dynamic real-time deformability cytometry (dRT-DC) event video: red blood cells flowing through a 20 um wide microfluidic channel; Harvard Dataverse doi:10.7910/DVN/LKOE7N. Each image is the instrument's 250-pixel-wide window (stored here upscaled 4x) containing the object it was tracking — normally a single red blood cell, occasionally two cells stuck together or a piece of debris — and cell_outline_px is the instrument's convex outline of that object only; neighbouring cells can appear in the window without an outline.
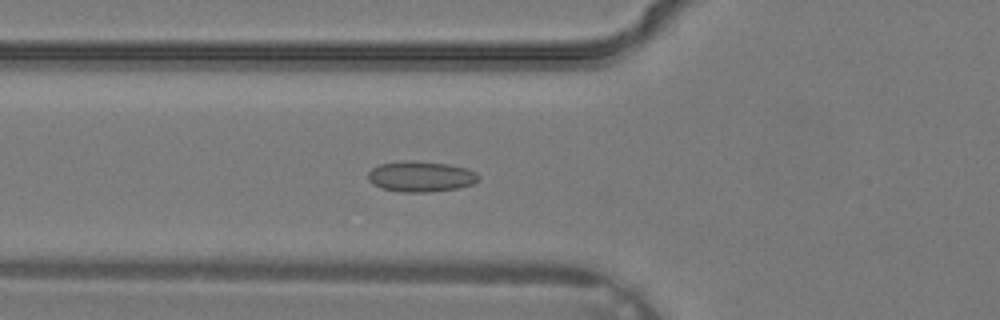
{"species": "common noctule bat (a hibernating species)", "species_latin": "Nyctalus noctula", "temperature_condition": "warm", "stored_images_in_passage": 30, "camera_frame_rate_fps": 3000, "um_per_image_px": 0.085, "animal": {"sex": "male", "body_mass_g": 19.2, "forearm_length_mm": 51.8}, "frame": {"image": 1, "passage_image": 7, "time_ms": 2.0, "image_size_px": [1000, 320], "cell_outline_px": [[480, 180], [472, 184], [456, 188], [432, 192], [400, 192], [380, 188], [372, 184], [368, 180], [368, 172], [372, 168], [380, 164], [448, 164], [468, 168], [476, 172], [480, 176]], "centroid_in_image_um": [35.81, 15.07], "position_along_channel_um": 90.0, "area_um2": 18.9}}
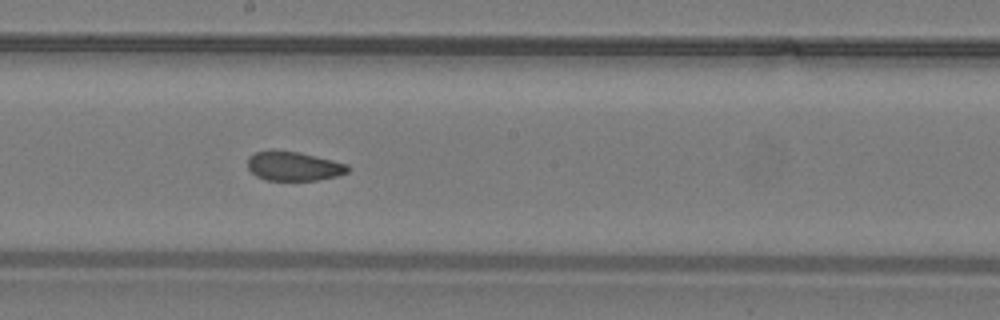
{"frame": {"image": 2, "passage_image": 14, "time_ms": 4.333, "image_size_px": [1000, 320], "cell_outline_px": [[352, 168], [348, 172], [336, 176], [316, 180], [264, 180], [256, 176], [248, 168], [248, 156], [256, 152], [300, 152], [348, 164]], "centroid_in_image_um": [25.0, 14.15], "position_along_channel_um": 223.2, "area_um2": 16.76}}
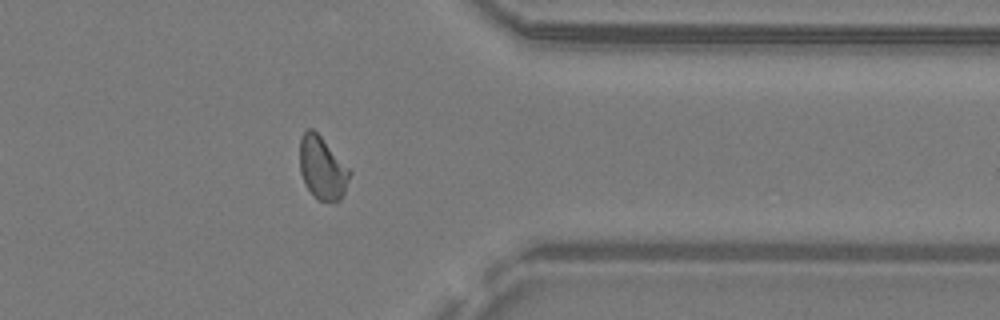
{"frame": {"image": 3, "passage_image": 23, "time_ms": 7.333, "image_size_px": [1000, 320], "cell_outline_px": [[352, 172], [344, 192], [340, 200], [332, 204], [320, 200], [304, 184], [300, 172], [300, 136], [308, 128], [312, 128], [320, 136]], "centroid_in_image_um": [27.39, 14.3], "position_along_channel_um": 384.0, "area_um2": 18.15}}